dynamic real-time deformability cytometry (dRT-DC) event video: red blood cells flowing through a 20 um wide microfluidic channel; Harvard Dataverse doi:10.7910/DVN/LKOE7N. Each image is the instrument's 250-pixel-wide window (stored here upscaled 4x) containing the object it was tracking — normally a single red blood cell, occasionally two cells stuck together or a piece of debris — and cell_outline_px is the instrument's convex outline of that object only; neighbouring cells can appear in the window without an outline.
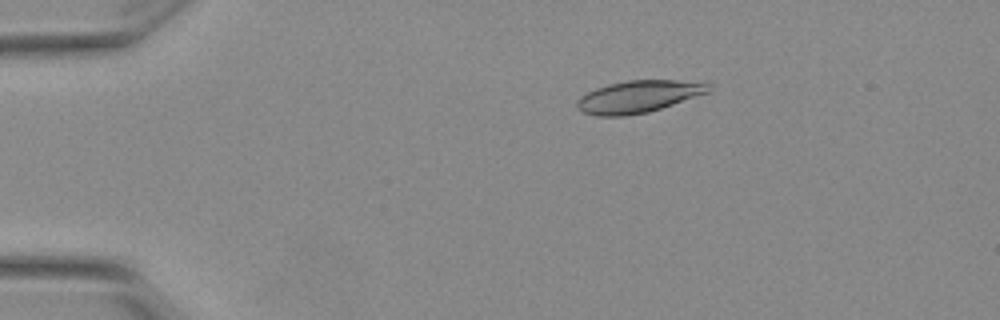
{"species": "Egyptian fruit bat (a non-hibernating species)", "species_latin": "Rousettus aegyptiacus", "temperature_condition": "warm", "stored_images_in_passage": 54, "camera_frame_rate_fps": 3000, "um_per_image_px": 0.085, "animal": {"sex": "female"}, "frame": {"image": 1, "passage_image": 11, "time_ms": 3.333, "image_size_px": [1000, 320], "cell_outline_px": [[712, 88], [708, 92], [648, 112], [624, 116], [596, 116], [584, 112], [576, 108], [576, 100], [580, 96], [596, 88], [608, 84], [628, 80], [676, 80], [712, 84]], "centroid_in_image_um": [54.21, 8.21], "position_along_channel_um": 30.8, "area_um2": 24.45}}
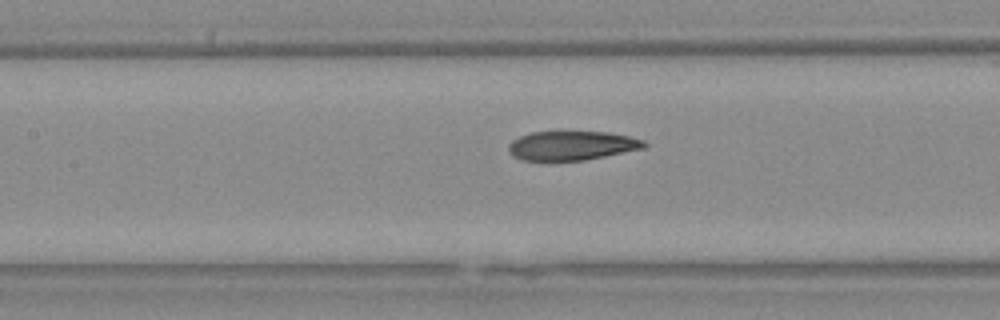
{"frame": {"image": 2, "passage_image": 26, "time_ms": 8.333, "image_size_px": [1000, 320], "cell_outline_px": [[648, 144], [644, 148], [584, 160], [520, 160], [512, 156], [508, 152], [508, 144], [512, 140], [520, 136], [532, 132], [608, 132], [628, 136], [644, 140]], "centroid_in_image_um": [48.57, 12.37], "position_along_channel_um": 158.8, "area_um2": 22.95}}
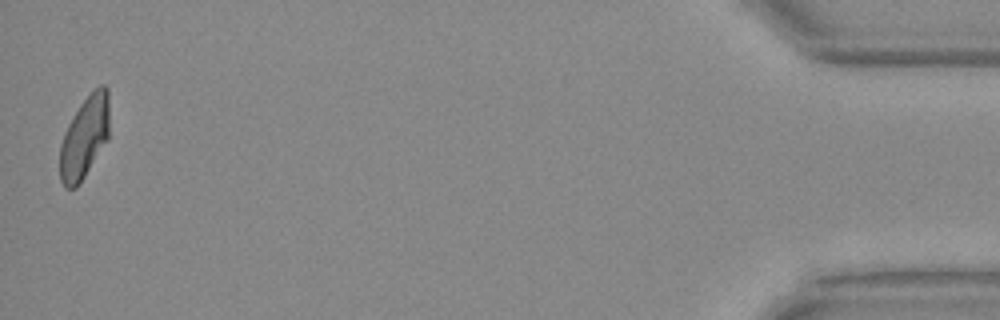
{"frame": {"image": 3, "passage_image": 54, "time_ms": 17.667, "image_size_px": [1000, 320], "cell_outline_px": [[108, 140], [76, 188], [64, 188], [60, 180], [60, 144], [64, 132], [68, 124], [80, 104], [100, 84], [104, 84], [108, 88]], "centroid_in_image_um": [7.17, 11.69], "position_along_channel_um": 428.0, "area_um2": 23.47}, "authors_computed_cell_mechanics": {"area_um2": 24.7384, "velocity_mm_per_s": 3.8302, "shape_relaxation_time_tau1_ms": 9.4229, "shape_relaxation_time_tau2_ms": 2.1318, "deformation_change_tau1": 0.2533, "deformation_change_tau2": 0.094}}